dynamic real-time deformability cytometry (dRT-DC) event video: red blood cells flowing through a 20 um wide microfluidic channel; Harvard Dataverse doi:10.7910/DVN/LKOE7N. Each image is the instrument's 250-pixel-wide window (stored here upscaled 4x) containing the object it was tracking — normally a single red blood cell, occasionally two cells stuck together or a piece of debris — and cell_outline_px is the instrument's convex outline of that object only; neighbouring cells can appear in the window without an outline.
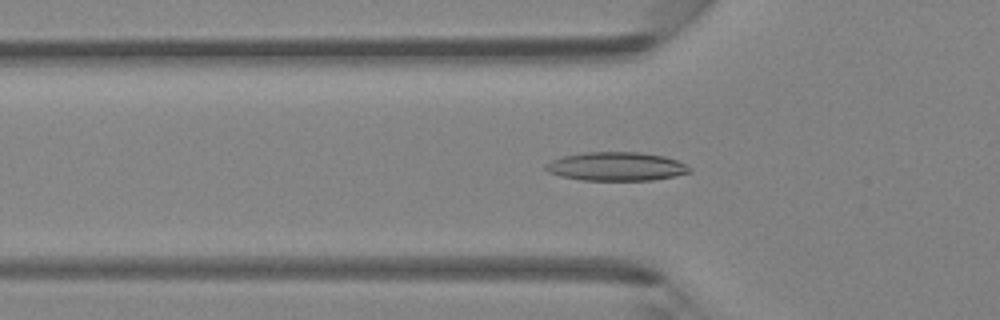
{"species": "Egyptian fruit bat (a non-hibernating species)", "species_latin": "Rousettus aegyptiacus", "temperature_condition": "room temperature", "stored_images_in_passage": 46, "camera_frame_rate_fps": 3000, "um_per_image_px": 0.085, "animal": {"sex": "female"}, "frame": {"image": 1, "passage_image": 15, "time_ms": 4.667, "image_size_px": [1000, 320], "cell_outline_px": [[692, 172], [676, 176], [652, 180], [580, 180], [560, 176], [548, 172], [544, 168], [544, 164], [552, 160], [564, 156], [584, 152], [640, 152], [664, 156], [676, 160], [692, 168]], "centroid_in_image_um": [52.38, 14.15], "position_along_channel_um": 73.4, "area_um2": 24.16}}
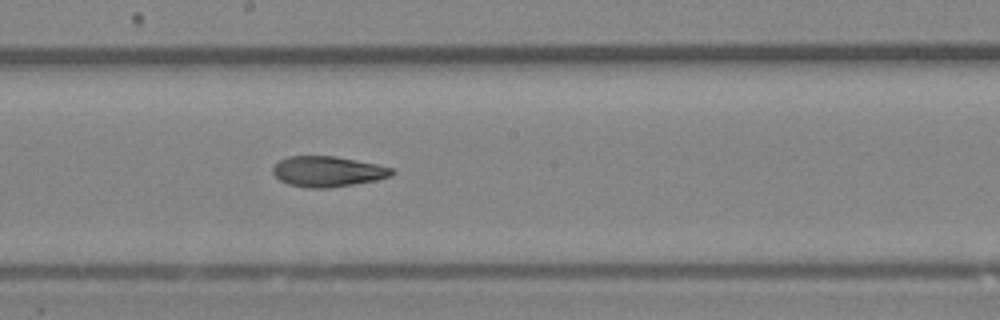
{"frame": {"image": 2, "passage_image": 25, "time_ms": 8.0, "image_size_px": [1000, 320], "cell_outline_px": [[396, 172], [388, 176], [376, 180], [328, 188], [312, 188], [288, 184], [280, 180], [272, 172], [272, 168], [280, 160], [288, 156], [336, 156], [376, 164], [392, 168]], "centroid_in_image_um": [27.83, 14.57], "position_along_channel_um": 220.4, "area_um2": 20.92}}
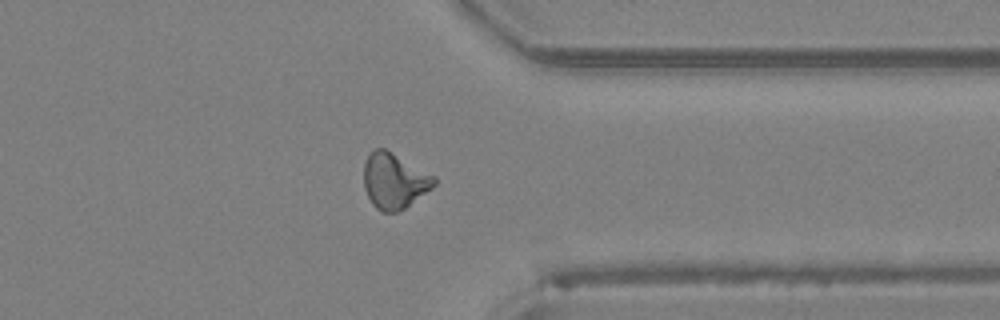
{"frame": {"image": 3, "passage_image": 36, "time_ms": 11.667, "image_size_px": [1000, 320], "cell_outline_px": [[436, 184], [432, 188], [404, 208], [396, 212], [380, 212], [372, 204], [364, 188], [364, 164], [368, 156], [376, 148], [384, 148], [436, 176]], "centroid_in_image_um": [33.51, 15.38], "position_along_channel_um": 377.9, "area_um2": 22.6}}